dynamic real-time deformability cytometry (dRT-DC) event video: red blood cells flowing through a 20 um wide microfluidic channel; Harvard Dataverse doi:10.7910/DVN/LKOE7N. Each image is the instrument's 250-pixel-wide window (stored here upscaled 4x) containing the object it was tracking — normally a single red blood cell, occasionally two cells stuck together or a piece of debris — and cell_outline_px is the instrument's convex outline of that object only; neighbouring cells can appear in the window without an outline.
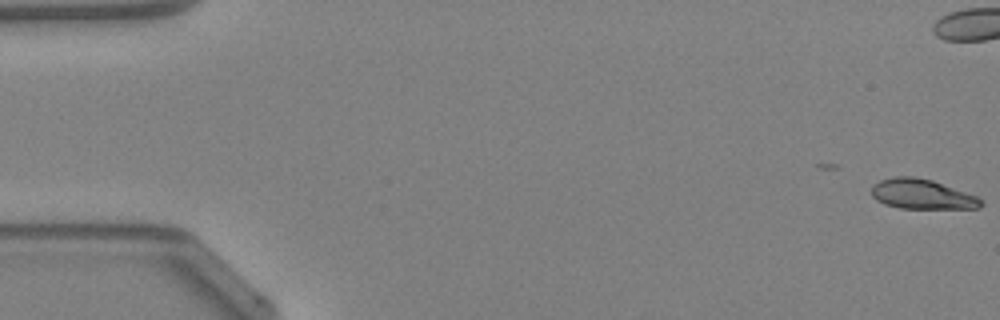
{"species": "Egyptian fruit bat (a non-hibernating species)", "species_latin": "Rousettus aegyptiacus", "temperature_condition": "warm", "stored_images_in_passage": 46, "camera_frame_rate_fps": 3000, "um_per_image_px": 0.085, "animal": {"sex": "female"}, "frame": {"image": 1, "passage_image": 1, "time_ms": 0.0, "image_size_px": [1000, 320], "cell_outline_px": [[984, 204], [980, 208], [900, 208], [884, 204], [876, 200], [872, 196], [872, 184], [880, 180], [896, 176], [912, 176], [932, 180], [976, 196], [984, 200]], "centroid_in_image_um": [78.36, 16.5], "position_along_channel_um": 6.6, "area_um2": 19.02}, "authors_computed_cell_mechanics": {"area_um2": 20.0566, "velocity_mm_per_s": 4.2771, "shape_relaxation_time_tau1_ms": 8.6376, "shape_relaxation_time_tau2_ms": 1.6431, "deformation_change_tau1": 0.2485, "deformation_change_tau2": 0.0873}}